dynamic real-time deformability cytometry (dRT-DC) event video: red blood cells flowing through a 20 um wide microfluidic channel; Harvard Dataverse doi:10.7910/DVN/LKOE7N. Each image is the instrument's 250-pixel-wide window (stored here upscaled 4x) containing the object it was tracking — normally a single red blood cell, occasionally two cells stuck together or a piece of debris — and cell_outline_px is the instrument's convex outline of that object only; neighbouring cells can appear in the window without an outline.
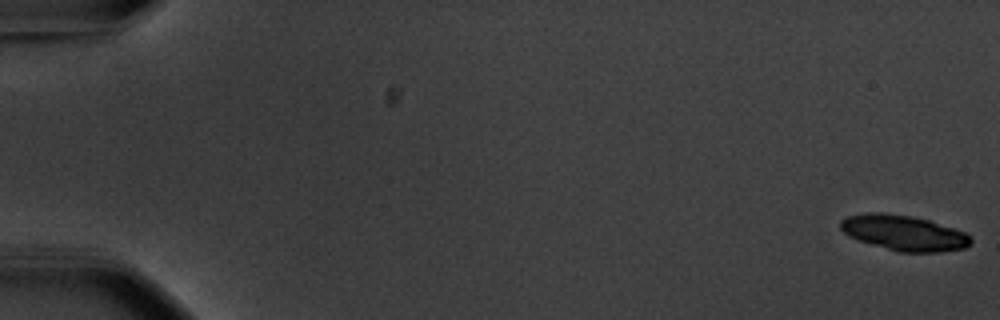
{"species": "common noctule bat (a hibernating species)", "species_latin": "Nyctalus noctula", "temperature_condition": "warm", "stored_images_in_passage": 58, "camera_frame_rate_fps": 3000, "um_per_image_px": 0.085, "animal": {"sex": "male", "body_mass_g": 20.1, "forearm_length_mm": 53.5}, "frame": {"image": 1, "passage_image": 1, "time_ms": 0.0, "image_size_px": [1000, 320], "cell_outline_px": [[972, 240], [964, 248], [940, 252], [900, 252], [856, 240], [848, 236], [840, 228], [840, 220], [848, 216], [872, 212], [880, 212], [912, 216], [928, 220], [964, 232]], "centroid_in_image_um": [76.77, 19.79], "position_along_channel_um": 8.2, "area_um2": 26.59}, "authors_computed_cell_mechanics": {"area_um2": 16.7331, "velocity_mm_per_s": 3.6968, "shape_relaxation_time_tau1_ms": 2.5568, "shape_relaxation_time_tau2_ms": null, "deformation_change_tau1": 0.1202, "deformation_change_tau2": null}}